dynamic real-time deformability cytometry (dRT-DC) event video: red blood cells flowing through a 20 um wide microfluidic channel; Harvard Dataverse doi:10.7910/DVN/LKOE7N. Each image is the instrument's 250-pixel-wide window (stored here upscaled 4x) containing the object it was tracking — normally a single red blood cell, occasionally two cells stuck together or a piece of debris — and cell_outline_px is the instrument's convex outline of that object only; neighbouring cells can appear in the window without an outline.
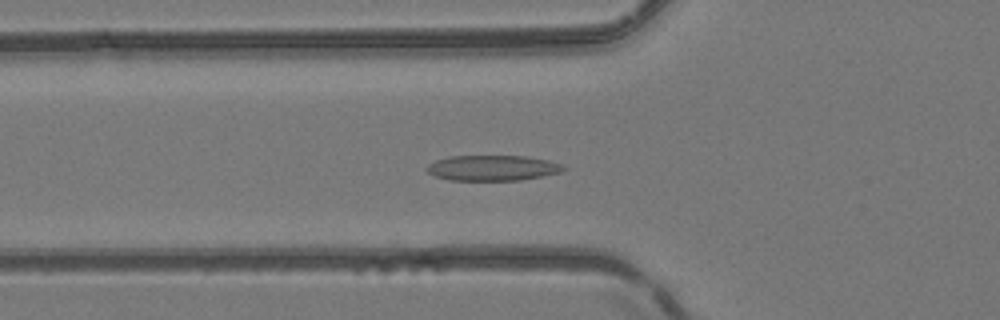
{"species": "common noctule bat (a hibernating species)", "species_latin": "Nyctalus noctula", "temperature_condition": "room temperature", "stored_images_in_passage": 51, "camera_frame_rate_fps": 3000, "um_per_image_px": 0.085, "animal": {"sex": "female", "body_mass_g": 24.6, "forearm_length_mm": 56.2}, "frame": {"image": 1, "passage_image": 19, "time_ms": 6.0, "image_size_px": [1000, 320], "cell_outline_px": [[568, 168], [560, 172], [520, 180], [448, 180], [436, 176], [428, 172], [424, 168], [428, 164], [436, 160], [452, 156], [524, 156], [548, 160], [560, 164]], "centroid_in_image_um": [41.84, 14.27], "position_along_channel_um": 84.0, "area_um2": 20.11}}
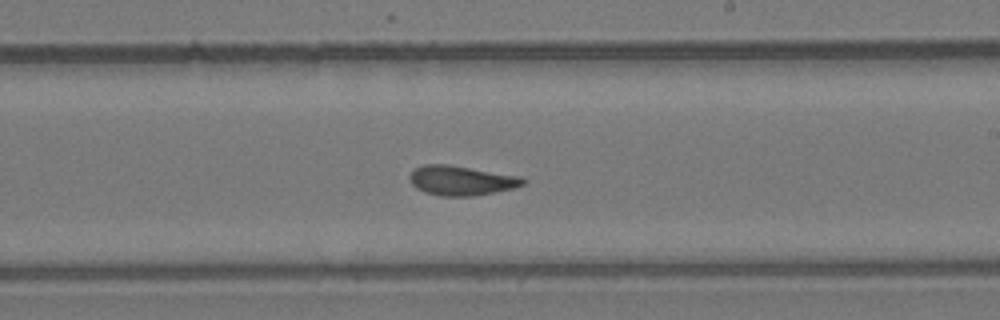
{"frame": {"image": 2, "passage_image": 31, "time_ms": 10.0, "image_size_px": [1000, 320], "cell_outline_px": [[528, 180], [524, 184], [512, 188], [472, 196], [440, 196], [424, 192], [416, 188], [412, 184], [412, 172], [416, 168], [424, 164], [448, 164], [520, 176]], "centroid_in_image_um": [39.23, 15.34], "position_along_channel_um": 249.8, "area_um2": 19.31}}
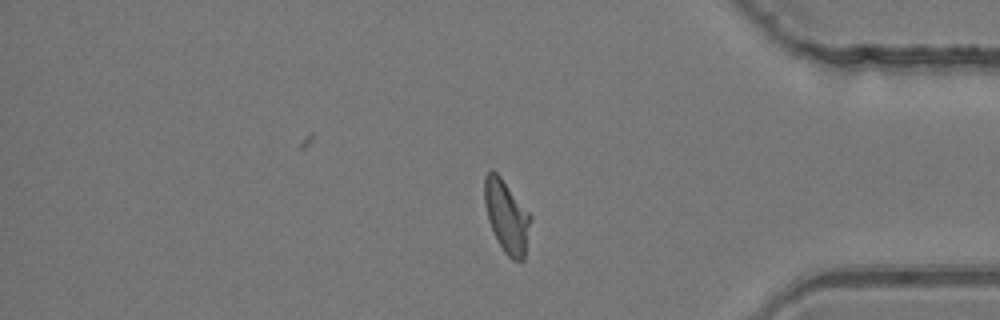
{"frame": {"image": 3, "passage_image": 43, "time_ms": 14.0, "image_size_px": [1000, 320], "cell_outline_px": [[532, 220], [524, 260], [512, 260], [504, 252], [488, 220], [484, 204], [484, 176], [492, 168], [500, 176], [532, 216]], "centroid_in_image_um": [43.07, 18.38], "position_along_channel_um": 392.1, "area_um2": 19.42}, "authors_computed_cell_mechanics": {"area_um2": 19.4208, "velocity_mm_per_s": 4.1368, "shape_relaxation_time_tau1_ms": 5.1524, "shape_relaxation_time_tau2_ms": 1.7555, "deformation_change_tau1": 0.1593, "deformation_change_tau2": 0.0919}}